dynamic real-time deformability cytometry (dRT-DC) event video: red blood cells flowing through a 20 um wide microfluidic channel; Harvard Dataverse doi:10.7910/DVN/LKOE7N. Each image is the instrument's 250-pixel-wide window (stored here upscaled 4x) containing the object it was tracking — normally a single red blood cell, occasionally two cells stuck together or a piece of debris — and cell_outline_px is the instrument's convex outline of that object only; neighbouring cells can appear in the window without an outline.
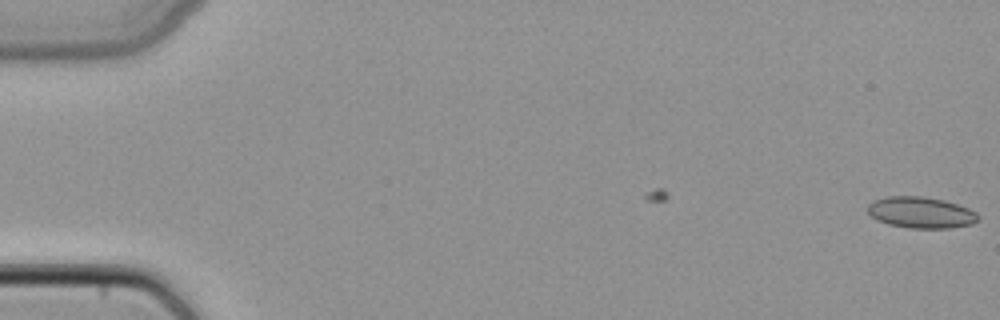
{"species": "common noctule bat (a hibernating species)", "species_latin": "Nyctalus noctula", "temperature_condition": "cold", "stored_images_in_passage": 5, "camera_frame_rate_fps": 3000, "um_per_image_px": 0.085, "animal": {"sex": "female", "body_mass_g": 22.7, "forearm_length_mm": 54.2}, "frame": {"image": 1, "passage_image": 5, "time_ms": 1.333, "image_size_px": [1000, 320], "cell_outline_px": [[980, 216], [972, 224], [948, 228], [908, 228], [888, 224], [876, 220], [868, 212], [868, 204], [872, 200], [888, 196], [924, 196], [944, 200], [968, 208], [976, 212]], "centroid_in_image_um": [78.25, 18.06], "position_along_channel_um": 6.8, "area_um2": 20.17}}